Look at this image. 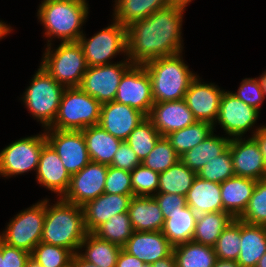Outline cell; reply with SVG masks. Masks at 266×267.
Listing matches in <instances>:
<instances>
[{"instance_id": "cell-56", "label": "cell", "mask_w": 266, "mask_h": 267, "mask_svg": "<svg viewBox=\"0 0 266 267\" xmlns=\"http://www.w3.org/2000/svg\"><path fill=\"white\" fill-rule=\"evenodd\" d=\"M194 0H172V4L186 8Z\"/></svg>"}, {"instance_id": "cell-10", "label": "cell", "mask_w": 266, "mask_h": 267, "mask_svg": "<svg viewBox=\"0 0 266 267\" xmlns=\"http://www.w3.org/2000/svg\"><path fill=\"white\" fill-rule=\"evenodd\" d=\"M46 142L45 132L42 129L37 135L12 141L0 150V177L9 179L29 171L36 173L40 153Z\"/></svg>"}, {"instance_id": "cell-38", "label": "cell", "mask_w": 266, "mask_h": 267, "mask_svg": "<svg viewBox=\"0 0 266 267\" xmlns=\"http://www.w3.org/2000/svg\"><path fill=\"white\" fill-rule=\"evenodd\" d=\"M241 245V221L233 219L213 246L216 258L237 261Z\"/></svg>"}, {"instance_id": "cell-43", "label": "cell", "mask_w": 266, "mask_h": 267, "mask_svg": "<svg viewBox=\"0 0 266 267\" xmlns=\"http://www.w3.org/2000/svg\"><path fill=\"white\" fill-rule=\"evenodd\" d=\"M130 174L133 196H154L157 194L159 172L153 171L141 164L136 166Z\"/></svg>"}, {"instance_id": "cell-39", "label": "cell", "mask_w": 266, "mask_h": 267, "mask_svg": "<svg viewBox=\"0 0 266 267\" xmlns=\"http://www.w3.org/2000/svg\"><path fill=\"white\" fill-rule=\"evenodd\" d=\"M74 253L66 248L38 243L31 253V259L43 267H71Z\"/></svg>"}, {"instance_id": "cell-3", "label": "cell", "mask_w": 266, "mask_h": 267, "mask_svg": "<svg viewBox=\"0 0 266 267\" xmlns=\"http://www.w3.org/2000/svg\"><path fill=\"white\" fill-rule=\"evenodd\" d=\"M45 198V220L41 242L60 246L78 253L87 235L82 207L65 201L62 197L51 203Z\"/></svg>"}, {"instance_id": "cell-49", "label": "cell", "mask_w": 266, "mask_h": 267, "mask_svg": "<svg viewBox=\"0 0 266 267\" xmlns=\"http://www.w3.org/2000/svg\"><path fill=\"white\" fill-rule=\"evenodd\" d=\"M116 267H148L143 261H140L137 257L130 255L123 248L119 253Z\"/></svg>"}, {"instance_id": "cell-4", "label": "cell", "mask_w": 266, "mask_h": 267, "mask_svg": "<svg viewBox=\"0 0 266 267\" xmlns=\"http://www.w3.org/2000/svg\"><path fill=\"white\" fill-rule=\"evenodd\" d=\"M183 54L155 58L143 64L151 79L154 103L184 99L198 74L184 62Z\"/></svg>"}, {"instance_id": "cell-28", "label": "cell", "mask_w": 266, "mask_h": 267, "mask_svg": "<svg viewBox=\"0 0 266 267\" xmlns=\"http://www.w3.org/2000/svg\"><path fill=\"white\" fill-rule=\"evenodd\" d=\"M266 253V227L241 221V245L237 259L241 267H256Z\"/></svg>"}, {"instance_id": "cell-32", "label": "cell", "mask_w": 266, "mask_h": 267, "mask_svg": "<svg viewBox=\"0 0 266 267\" xmlns=\"http://www.w3.org/2000/svg\"><path fill=\"white\" fill-rule=\"evenodd\" d=\"M233 219L226 211L198 215L192 241L213 247Z\"/></svg>"}, {"instance_id": "cell-27", "label": "cell", "mask_w": 266, "mask_h": 267, "mask_svg": "<svg viewBox=\"0 0 266 267\" xmlns=\"http://www.w3.org/2000/svg\"><path fill=\"white\" fill-rule=\"evenodd\" d=\"M112 18L124 27L172 5V0H114Z\"/></svg>"}, {"instance_id": "cell-22", "label": "cell", "mask_w": 266, "mask_h": 267, "mask_svg": "<svg viewBox=\"0 0 266 267\" xmlns=\"http://www.w3.org/2000/svg\"><path fill=\"white\" fill-rule=\"evenodd\" d=\"M133 195L103 193L82 206L85 228L93 233L100 225L115 214L128 212Z\"/></svg>"}, {"instance_id": "cell-40", "label": "cell", "mask_w": 266, "mask_h": 267, "mask_svg": "<svg viewBox=\"0 0 266 267\" xmlns=\"http://www.w3.org/2000/svg\"><path fill=\"white\" fill-rule=\"evenodd\" d=\"M238 219L247 224L266 227V178L256 182L247 208Z\"/></svg>"}, {"instance_id": "cell-12", "label": "cell", "mask_w": 266, "mask_h": 267, "mask_svg": "<svg viewBox=\"0 0 266 267\" xmlns=\"http://www.w3.org/2000/svg\"><path fill=\"white\" fill-rule=\"evenodd\" d=\"M132 65L123 58L112 64L88 67L79 88L95 98L101 105L115 100L121 77Z\"/></svg>"}, {"instance_id": "cell-31", "label": "cell", "mask_w": 266, "mask_h": 267, "mask_svg": "<svg viewBox=\"0 0 266 267\" xmlns=\"http://www.w3.org/2000/svg\"><path fill=\"white\" fill-rule=\"evenodd\" d=\"M121 249L122 247L102 240L93 233H87L78 254L97 267H116Z\"/></svg>"}, {"instance_id": "cell-57", "label": "cell", "mask_w": 266, "mask_h": 267, "mask_svg": "<svg viewBox=\"0 0 266 267\" xmlns=\"http://www.w3.org/2000/svg\"><path fill=\"white\" fill-rule=\"evenodd\" d=\"M256 267H266V253L260 258Z\"/></svg>"}, {"instance_id": "cell-11", "label": "cell", "mask_w": 266, "mask_h": 267, "mask_svg": "<svg viewBox=\"0 0 266 267\" xmlns=\"http://www.w3.org/2000/svg\"><path fill=\"white\" fill-rule=\"evenodd\" d=\"M260 112L255 108L244 103L231 93V91L223 92L220 100L219 114L213 129L220 125L226 137L244 138L253 137V135L262 127V124L256 126ZM255 127V128H254ZM249 132L251 135H246ZM246 135V136H245Z\"/></svg>"}, {"instance_id": "cell-58", "label": "cell", "mask_w": 266, "mask_h": 267, "mask_svg": "<svg viewBox=\"0 0 266 267\" xmlns=\"http://www.w3.org/2000/svg\"><path fill=\"white\" fill-rule=\"evenodd\" d=\"M26 267H43L36 263L33 259L30 258V260L27 262Z\"/></svg>"}, {"instance_id": "cell-34", "label": "cell", "mask_w": 266, "mask_h": 267, "mask_svg": "<svg viewBox=\"0 0 266 267\" xmlns=\"http://www.w3.org/2000/svg\"><path fill=\"white\" fill-rule=\"evenodd\" d=\"M197 173L189 169L181 160L159 174L157 193H175L186 196Z\"/></svg>"}, {"instance_id": "cell-23", "label": "cell", "mask_w": 266, "mask_h": 267, "mask_svg": "<svg viewBox=\"0 0 266 267\" xmlns=\"http://www.w3.org/2000/svg\"><path fill=\"white\" fill-rule=\"evenodd\" d=\"M257 180L232 176L220 183L223 211L238 219L246 210Z\"/></svg>"}, {"instance_id": "cell-48", "label": "cell", "mask_w": 266, "mask_h": 267, "mask_svg": "<svg viewBox=\"0 0 266 267\" xmlns=\"http://www.w3.org/2000/svg\"><path fill=\"white\" fill-rule=\"evenodd\" d=\"M2 257L5 267H26L31 254L2 242Z\"/></svg>"}, {"instance_id": "cell-25", "label": "cell", "mask_w": 266, "mask_h": 267, "mask_svg": "<svg viewBox=\"0 0 266 267\" xmlns=\"http://www.w3.org/2000/svg\"><path fill=\"white\" fill-rule=\"evenodd\" d=\"M187 205L197 215L223 211L220 184L196 176L185 196Z\"/></svg>"}, {"instance_id": "cell-26", "label": "cell", "mask_w": 266, "mask_h": 267, "mask_svg": "<svg viewBox=\"0 0 266 267\" xmlns=\"http://www.w3.org/2000/svg\"><path fill=\"white\" fill-rule=\"evenodd\" d=\"M81 131L84 135L91 161L110 165L115 152L123 141L113 137L98 124L89 126Z\"/></svg>"}, {"instance_id": "cell-1", "label": "cell", "mask_w": 266, "mask_h": 267, "mask_svg": "<svg viewBox=\"0 0 266 267\" xmlns=\"http://www.w3.org/2000/svg\"><path fill=\"white\" fill-rule=\"evenodd\" d=\"M183 7L170 5L127 27V59L132 64L172 56L184 50Z\"/></svg>"}, {"instance_id": "cell-42", "label": "cell", "mask_w": 266, "mask_h": 267, "mask_svg": "<svg viewBox=\"0 0 266 267\" xmlns=\"http://www.w3.org/2000/svg\"><path fill=\"white\" fill-rule=\"evenodd\" d=\"M234 175L233 161L229 147L221 155L208 161L197 172V176L200 178L219 184Z\"/></svg>"}, {"instance_id": "cell-37", "label": "cell", "mask_w": 266, "mask_h": 267, "mask_svg": "<svg viewBox=\"0 0 266 267\" xmlns=\"http://www.w3.org/2000/svg\"><path fill=\"white\" fill-rule=\"evenodd\" d=\"M162 137L153 126L152 121L146 117L125 140L142 162L153 150L157 141Z\"/></svg>"}, {"instance_id": "cell-59", "label": "cell", "mask_w": 266, "mask_h": 267, "mask_svg": "<svg viewBox=\"0 0 266 267\" xmlns=\"http://www.w3.org/2000/svg\"><path fill=\"white\" fill-rule=\"evenodd\" d=\"M0 267H5L4 259L2 257V241L0 240Z\"/></svg>"}, {"instance_id": "cell-33", "label": "cell", "mask_w": 266, "mask_h": 267, "mask_svg": "<svg viewBox=\"0 0 266 267\" xmlns=\"http://www.w3.org/2000/svg\"><path fill=\"white\" fill-rule=\"evenodd\" d=\"M176 267H214L216 253L208 245L189 241L173 247Z\"/></svg>"}, {"instance_id": "cell-55", "label": "cell", "mask_w": 266, "mask_h": 267, "mask_svg": "<svg viewBox=\"0 0 266 267\" xmlns=\"http://www.w3.org/2000/svg\"><path fill=\"white\" fill-rule=\"evenodd\" d=\"M259 82L261 92L263 93L264 99L266 98V69L258 77H255Z\"/></svg>"}, {"instance_id": "cell-15", "label": "cell", "mask_w": 266, "mask_h": 267, "mask_svg": "<svg viewBox=\"0 0 266 267\" xmlns=\"http://www.w3.org/2000/svg\"><path fill=\"white\" fill-rule=\"evenodd\" d=\"M108 165L90 161L79 172L71 175L65 201L82 207L104 193Z\"/></svg>"}, {"instance_id": "cell-52", "label": "cell", "mask_w": 266, "mask_h": 267, "mask_svg": "<svg viewBox=\"0 0 266 267\" xmlns=\"http://www.w3.org/2000/svg\"><path fill=\"white\" fill-rule=\"evenodd\" d=\"M71 267H97V266L83 259L78 253H75L71 259Z\"/></svg>"}, {"instance_id": "cell-24", "label": "cell", "mask_w": 266, "mask_h": 267, "mask_svg": "<svg viewBox=\"0 0 266 267\" xmlns=\"http://www.w3.org/2000/svg\"><path fill=\"white\" fill-rule=\"evenodd\" d=\"M128 215L134 231H162L165 219L153 196H133Z\"/></svg>"}, {"instance_id": "cell-47", "label": "cell", "mask_w": 266, "mask_h": 267, "mask_svg": "<svg viewBox=\"0 0 266 267\" xmlns=\"http://www.w3.org/2000/svg\"><path fill=\"white\" fill-rule=\"evenodd\" d=\"M153 197L158 202L164 219L168 217L169 213L180 211V209L187 206L185 196L179 194L157 193Z\"/></svg>"}, {"instance_id": "cell-53", "label": "cell", "mask_w": 266, "mask_h": 267, "mask_svg": "<svg viewBox=\"0 0 266 267\" xmlns=\"http://www.w3.org/2000/svg\"><path fill=\"white\" fill-rule=\"evenodd\" d=\"M13 29L14 28L11 27L10 23L8 25L5 21L0 19V41L1 39L7 37V35H9L10 33H13Z\"/></svg>"}, {"instance_id": "cell-36", "label": "cell", "mask_w": 266, "mask_h": 267, "mask_svg": "<svg viewBox=\"0 0 266 267\" xmlns=\"http://www.w3.org/2000/svg\"><path fill=\"white\" fill-rule=\"evenodd\" d=\"M133 232L134 229L128 212H124L111 216L107 222L100 225L93 234L102 240L109 241L123 248Z\"/></svg>"}, {"instance_id": "cell-6", "label": "cell", "mask_w": 266, "mask_h": 267, "mask_svg": "<svg viewBox=\"0 0 266 267\" xmlns=\"http://www.w3.org/2000/svg\"><path fill=\"white\" fill-rule=\"evenodd\" d=\"M45 45L40 66L65 88L79 87L88 66L78 42Z\"/></svg>"}, {"instance_id": "cell-16", "label": "cell", "mask_w": 266, "mask_h": 267, "mask_svg": "<svg viewBox=\"0 0 266 267\" xmlns=\"http://www.w3.org/2000/svg\"><path fill=\"white\" fill-rule=\"evenodd\" d=\"M199 74L192 80L184 100L196 121L214 126L219 114L220 100L225 89L218 84L202 81Z\"/></svg>"}, {"instance_id": "cell-18", "label": "cell", "mask_w": 266, "mask_h": 267, "mask_svg": "<svg viewBox=\"0 0 266 267\" xmlns=\"http://www.w3.org/2000/svg\"><path fill=\"white\" fill-rule=\"evenodd\" d=\"M37 184L57 194L56 198L63 197L68 191L71 175L53 147L46 142L40 153L38 167L35 173Z\"/></svg>"}, {"instance_id": "cell-19", "label": "cell", "mask_w": 266, "mask_h": 267, "mask_svg": "<svg viewBox=\"0 0 266 267\" xmlns=\"http://www.w3.org/2000/svg\"><path fill=\"white\" fill-rule=\"evenodd\" d=\"M146 117L144 113L129 105L112 101L101 105L98 125L113 137L125 141Z\"/></svg>"}, {"instance_id": "cell-51", "label": "cell", "mask_w": 266, "mask_h": 267, "mask_svg": "<svg viewBox=\"0 0 266 267\" xmlns=\"http://www.w3.org/2000/svg\"><path fill=\"white\" fill-rule=\"evenodd\" d=\"M148 267H176L173 252L169 256H166L165 258L155 261Z\"/></svg>"}, {"instance_id": "cell-8", "label": "cell", "mask_w": 266, "mask_h": 267, "mask_svg": "<svg viewBox=\"0 0 266 267\" xmlns=\"http://www.w3.org/2000/svg\"><path fill=\"white\" fill-rule=\"evenodd\" d=\"M78 43L83 49L88 67L115 63L113 58L117 55L127 58V28L113 18L111 24L89 38L84 32Z\"/></svg>"}, {"instance_id": "cell-5", "label": "cell", "mask_w": 266, "mask_h": 267, "mask_svg": "<svg viewBox=\"0 0 266 267\" xmlns=\"http://www.w3.org/2000/svg\"><path fill=\"white\" fill-rule=\"evenodd\" d=\"M38 67L19 100L25 105L30 116L41 124L42 129H46L53 124L57 116L65 87L56 82L43 67Z\"/></svg>"}, {"instance_id": "cell-35", "label": "cell", "mask_w": 266, "mask_h": 267, "mask_svg": "<svg viewBox=\"0 0 266 267\" xmlns=\"http://www.w3.org/2000/svg\"><path fill=\"white\" fill-rule=\"evenodd\" d=\"M214 131L213 125L207 122L196 121L194 124L181 130L174 131L166 136L179 157L197 146Z\"/></svg>"}, {"instance_id": "cell-7", "label": "cell", "mask_w": 266, "mask_h": 267, "mask_svg": "<svg viewBox=\"0 0 266 267\" xmlns=\"http://www.w3.org/2000/svg\"><path fill=\"white\" fill-rule=\"evenodd\" d=\"M101 104L79 87L65 88L59 110L50 129L81 131L97 125Z\"/></svg>"}, {"instance_id": "cell-54", "label": "cell", "mask_w": 266, "mask_h": 267, "mask_svg": "<svg viewBox=\"0 0 266 267\" xmlns=\"http://www.w3.org/2000/svg\"><path fill=\"white\" fill-rule=\"evenodd\" d=\"M214 267H241L237 261L234 260H221L215 261Z\"/></svg>"}, {"instance_id": "cell-50", "label": "cell", "mask_w": 266, "mask_h": 267, "mask_svg": "<svg viewBox=\"0 0 266 267\" xmlns=\"http://www.w3.org/2000/svg\"><path fill=\"white\" fill-rule=\"evenodd\" d=\"M253 138L257 141L266 164V124H262V127L253 135Z\"/></svg>"}, {"instance_id": "cell-30", "label": "cell", "mask_w": 266, "mask_h": 267, "mask_svg": "<svg viewBox=\"0 0 266 267\" xmlns=\"http://www.w3.org/2000/svg\"><path fill=\"white\" fill-rule=\"evenodd\" d=\"M214 132L216 133L217 130L180 157V160L192 171L197 173L208 161L218 157L229 147L231 139Z\"/></svg>"}, {"instance_id": "cell-41", "label": "cell", "mask_w": 266, "mask_h": 267, "mask_svg": "<svg viewBox=\"0 0 266 267\" xmlns=\"http://www.w3.org/2000/svg\"><path fill=\"white\" fill-rule=\"evenodd\" d=\"M180 157L175 152L170 141L166 137H161L153 150L142 161V164L156 172H163L174 165Z\"/></svg>"}, {"instance_id": "cell-13", "label": "cell", "mask_w": 266, "mask_h": 267, "mask_svg": "<svg viewBox=\"0 0 266 267\" xmlns=\"http://www.w3.org/2000/svg\"><path fill=\"white\" fill-rule=\"evenodd\" d=\"M115 102L129 105L146 116L154 104L152 84L143 64H132L121 77Z\"/></svg>"}, {"instance_id": "cell-45", "label": "cell", "mask_w": 266, "mask_h": 267, "mask_svg": "<svg viewBox=\"0 0 266 267\" xmlns=\"http://www.w3.org/2000/svg\"><path fill=\"white\" fill-rule=\"evenodd\" d=\"M231 93L261 113L265 99L256 78L242 79L238 90Z\"/></svg>"}, {"instance_id": "cell-2", "label": "cell", "mask_w": 266, "mask_h": 267, "mask_svg": "<svg viewBox=\"0 0 266 267\" xmlns=\"http://www.w3.org/2000/svg\"><path fill=\"white\" fill-rule=\"evenodd\" d=\"M87 0H42L37 9V19L44 29L46 44L78 42L84 33L83 26L89 14ZM84 24V25H83Z\"/></svg>"}, {"instance_id": "cell-20", "label": "cell", "mask_w": 266, "mask_h": 267, "mask_svg": "<svg viewBox=\"0 0 266 267\" xmlns=\"http://www.w3.org/2000/svg\"><path fill=\"white\" fill-rule=\"evenodd\" d=\"M147 117L162 137L196 122L184 99L154 103Z\"/></svg>"}, {"instance_id": "cell-44", "label": "cell", "mask_w": 266, "mask_h": 267, "mask_svg": "<svg viewBox=\"0 0 266 267\" xmlns=\"http://www.w3.org/2000/svg\"><path fill=\"white\" fill-rule=\"evenodd\" d=\"M104 193L133 195L130 172L108 165Z\"/></svg>"}, {"instance_id": "cell-29", "label": "cell", "mask_w": 266, "mask_h": 267, "mask_svg": "<svg viewBox=\"0 0 266 267\" xmlns=\"http://www.w3.org/2000/svg\"><path fill=\"white\" fill-rule=\"evenodd\" d=\"M198 215L188 205L171 212L164 220L162 234L175 247L192 241Z\"/></svg>"}, {"instance_id": "cell-46", "label": "cell", "mask_w": 266, "mask_h": 267, "mask_svg": "<svg viewBox=\"0 0 266 267\" xmlns=\"http://www.w3.org/2000/svg\"><path fill=\"white\" fill-rule=\"evenodd\" d=\"M141 164L142 162L138 158L137 154L126 141H123L115 152L110 166L131 172L136 166Z\"/></svg>"}, {"instance_id": "cell-21", "label": "cell", "mask_w": 266, "mask_h": 267, "mask_svg": "<svg viewBox=\"0 0 266 267\" xmlns=\"http://www.w3.org/2000/svg\"><path fill=\"white\" fill-rule=\"evenodd\" d=\"M123 249L143 261L147 266L173 252V246L162 234V231H134Z\"/></svg>"}, {"instance_id": "cell-17", "label": "cell", "mask_w": 266, "mask_h": 267, "mask_svg": "<svg viewBox=\"0 0 266 267\" xmlns=\"http://www.w3.org/2000/svg\"><path fill=\"white\" fill-rule=\"evenodd\" d=\"M229 149L236 176L257 181L266 178V164L253 137L232 138Z\"/></svg>"}, {"instance_id": "cell-14", "label": "cell", "mask_w": 266, "mask_h": 267, "mask_svg": "<svg viewBox=\"0 0 266 267\" xmlns=\"http://www.w3.org/2000/svg\"><path fill=\"white\" fill-rule=\"evenodd\" d=\"M47 142L53 147L62 164L73 175L90 161L82 131L44 129Z\"/></svg>"}, {"instance_id": "cell-9", "label": "cell", "mask_w": 266, "mask_h": 267, "mask_svg": "<svg viewBox=\"0 0 266 267\" xmlns=\"http://www.w3.org/2000/svg\"><path fill=\"white\" fill-rule=\"evenodd\" d=\"M44 220L45 198L10 218L5 229L0 231V240L31 254L35 246L41 242Z\"/></svg>"}]
</instances>
